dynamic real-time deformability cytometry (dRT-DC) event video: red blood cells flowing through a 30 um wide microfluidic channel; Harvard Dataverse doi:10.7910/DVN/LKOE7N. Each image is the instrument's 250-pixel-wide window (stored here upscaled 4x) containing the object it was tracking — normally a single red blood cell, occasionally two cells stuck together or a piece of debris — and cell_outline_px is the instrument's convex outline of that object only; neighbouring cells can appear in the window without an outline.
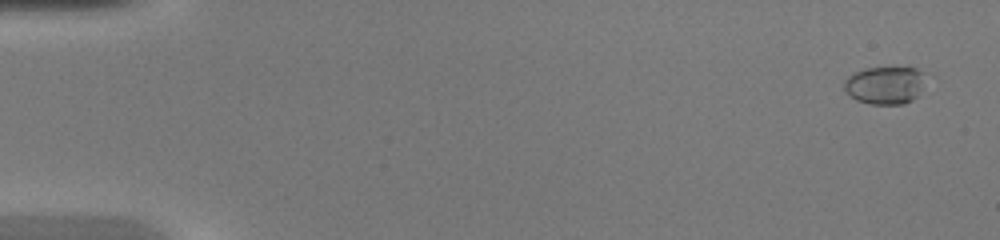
{"species": "common noctule bat (a hibernating species)", "species_latin": "Nyctalus noctula", "temperature_condition": "warm", "stored_images_in_passage": 48, "camera_frame_rate_fps": 3000, "um_per_image_px": 0.085, "animal": {"sex": "female", "body_mass_g": 20.0, "forearm_length_mm": 54.0}, "frame": {"image": 1, "passage_image": 2, "time_ms": 0.333, "image_size_px": [1000, 240], "cell_outline_px": [[924, 72], [920, 88], [916, 96], [912, 100], [904, 104], [872, 104], [856, 100], [844, 92], [844, 80], [848, 76], [864, 68], [916, 68]], "centroid_in_image_um": [75.16, 7.25], "position_along_channel_um": 9.8, "area_um2": 17.69}}
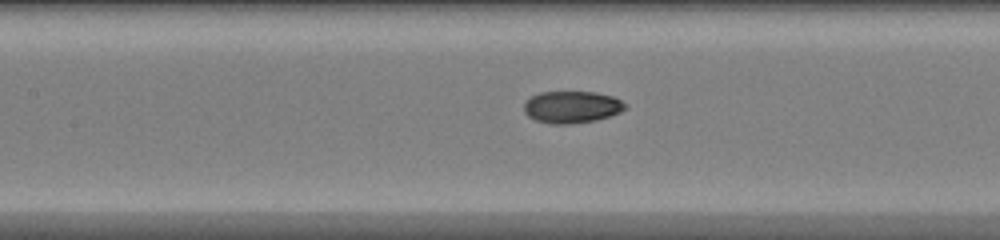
{"frame": {"image": 2, "passage_image": 23, "time_ms": 7.333, "image_size_px": [1000, 240], "cell_outline_px": [[628, 108], [620, 112], [596, 120], [568, 124], [548, 124], [536, 120], [528, 116], [524, 112], [524, 104], [532, 96], [540, 92], [596, 92], [612, 96], [628, 104]], "centroid_in_image_um": [48.62, 9.1], "position_along_channel_um": 158.8, "area_um2": 18.9}}
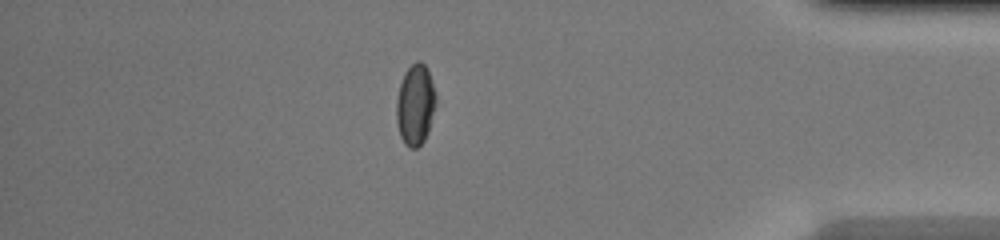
{"frame": {"image": 3, "passage_image": 42, "time_ms": 13.667, "image_size_px": [1000, 240], "cell_outline_px": [[436, 104], [428, 132], [424, 140], [416, 148], [408, 148], [404, 144], [400, 136], [396, 120], [396, 100], [400, 84], [404, 72], [416, 60], [420, 60], [424, 64], [428, 72], [436, 96]], "centroid_in_image_um": [35.28, 8.92], "position_along_channel_um": 399.9, "area_um2": 18.61}, "authors_computed_cell_mechanics": {"area_um2": 18.6116, "velocity_mm_per_s": 4.3427, "shape_relaxation_time_tau1_ms": 5.4469, "shape_relaxation_time_tau2_ms": 1.6889, "deformation_change_tau1": 0.1915, "deformation_change_tau2": 0.0533}}